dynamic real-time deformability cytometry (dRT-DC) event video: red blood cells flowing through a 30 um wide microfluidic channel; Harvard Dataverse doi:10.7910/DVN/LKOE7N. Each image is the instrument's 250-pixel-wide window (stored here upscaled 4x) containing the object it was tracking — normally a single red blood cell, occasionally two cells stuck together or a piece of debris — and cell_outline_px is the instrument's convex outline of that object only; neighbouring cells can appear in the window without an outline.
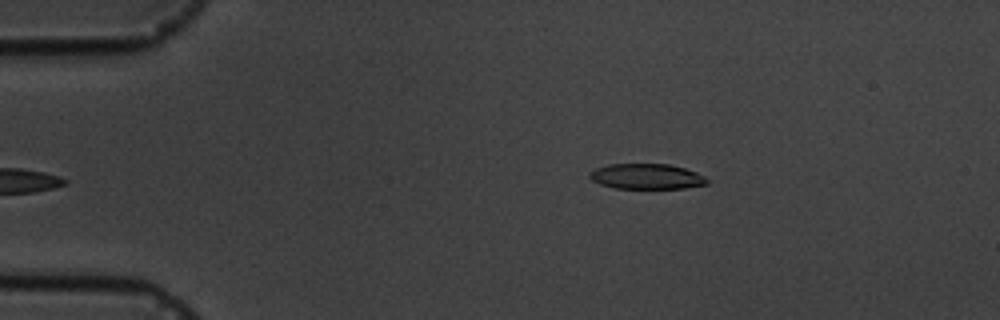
{"species": "common noctule bat (a hibernating species)", "species_latin": "Nyctalus noctula", "temperature_condition": "cold", "stored_images_in_passage": 5, "camera_frame_rate_fps": 3000, "um_per_image_px": 0.085, "animal": {"sex": "male", "body_mass_g": 19.5, "forearm_length_mm": 54.6}, "frame": {"image": 1, "passage_image": 5, "time_ms": 5.333, "image_size_px": [1000, 320], "cell_outline_px": [[708, 184], [684, 188], [612, 188], [600, 184], [592, 180], [588, 176], [588, 172], [596, 168], [608, 164], [668, 164], [684, 168], [696, 172], [704, 176], [708, 180]], "centroid_in_image_um": [54.93, 15.0], "position_along_channel_um": 30.1, "area_um2": 17.4}}